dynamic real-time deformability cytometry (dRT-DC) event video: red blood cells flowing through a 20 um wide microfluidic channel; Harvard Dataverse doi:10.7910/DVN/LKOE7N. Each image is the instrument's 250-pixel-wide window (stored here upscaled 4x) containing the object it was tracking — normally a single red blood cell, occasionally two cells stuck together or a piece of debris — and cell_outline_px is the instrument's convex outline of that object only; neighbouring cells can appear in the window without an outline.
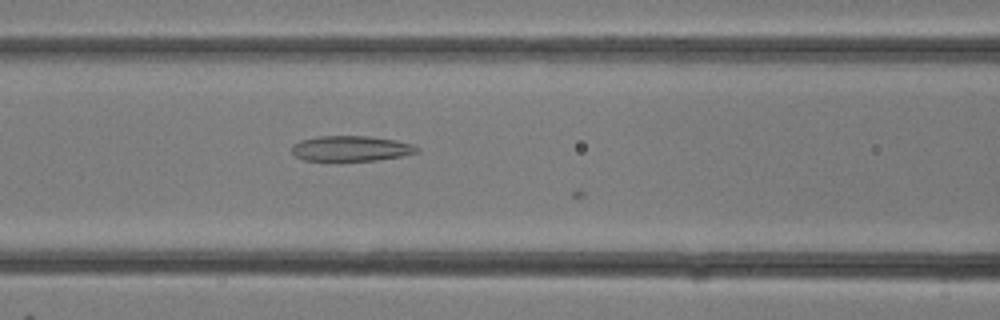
{"species": "common noctule bat (a hibernating species)", "species_latin": "Nyctalus noctula", "temperature_condition": "room temperature", "stored_images_in_passage": 8, "camera_frame_rate_fps": 3000, "um_per_image_px": 0.085, "animal": {"sex": "female"}, "frame": {"image": 1, "passage_image": 5, "time_ms": 1.333, "image_size_px": [1000, 320], "cell_outline_px": [[420, 148], [416, 152], [404, 156], [376, 160], [304, 160], [296, 156], [292, 152], [292, 144], [300, 140], [316, 136], [368, 136], [396, 140], [412, 144]], "centroid_in_image_um": [29.83, 12.61], "position_along_channel_um": 136.8, "area_um2": 18.44}}